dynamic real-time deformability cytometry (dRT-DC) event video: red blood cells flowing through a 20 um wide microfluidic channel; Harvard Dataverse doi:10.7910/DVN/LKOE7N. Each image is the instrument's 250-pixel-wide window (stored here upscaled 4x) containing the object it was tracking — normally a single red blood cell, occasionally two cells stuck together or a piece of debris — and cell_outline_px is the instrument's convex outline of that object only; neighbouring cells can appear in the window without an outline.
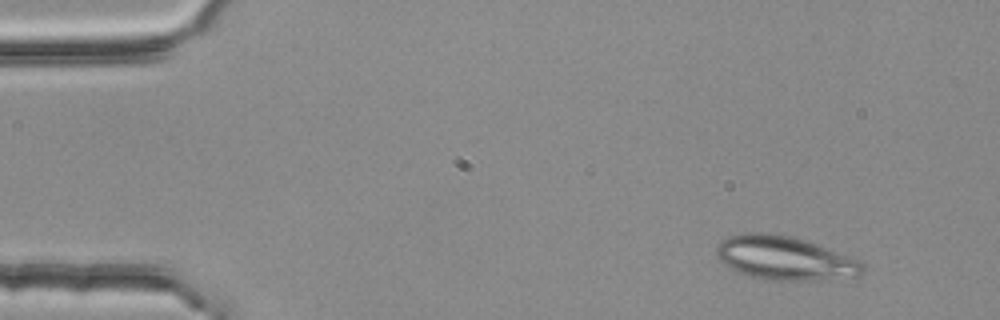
{"species": "common noctule bat (a hibernating species)", "species_latin": "Nyctalus noctula", "temperature_condition": "room temperature", "stored_images_in_passage": 4, "camera_frame_rate_fps": 3000, "um_per_image_px": 0.085, "animal": {"sex": "female", "body_mass_g": 25.1}, "frame": {"image": 1, "passage_image": 4, "time_ms": 1.0, "image_size_px": [1000, 320], "cell_outline_px": [[864, 272], [860, 276], [812, 280], [764, 280], [740, 272], [724, 264], [716, 256], [716, 244], [720, 240], [728, 236], [748, 232], [768, 232], [792, 236], [804, 240], [860, 260], [864, 264]], "centroid_in_image_um": [66.68, 21.93], "position_along_channel_um": 18.3, "area_um2": 37.28}}